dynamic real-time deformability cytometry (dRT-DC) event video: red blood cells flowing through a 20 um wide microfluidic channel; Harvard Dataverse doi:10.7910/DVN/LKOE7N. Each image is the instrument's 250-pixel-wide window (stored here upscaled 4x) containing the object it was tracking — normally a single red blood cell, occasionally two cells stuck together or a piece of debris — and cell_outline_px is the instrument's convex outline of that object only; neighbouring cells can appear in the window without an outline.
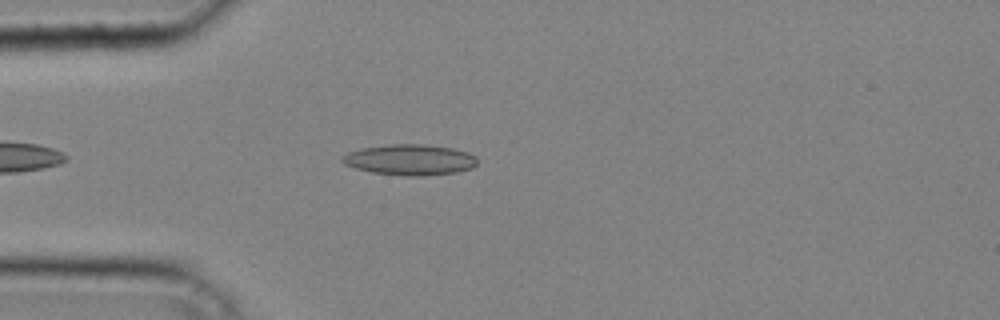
{"species": "common noctule bat (a hibernating species)", "species_latin": "Nyctalus noctula", "temperature_condition": "cold", "stored_images_in_passage": 33, "camera_frame_rate_fps": 3000, "um_per_image_px": 0.085, "animal": {"sex": "male", "body_mass_g": 20.4}, "frame": {"image": 1, "passage_image": 4, "time_ms": 1.0, "image_size_px": [1000, 320], "cell_outline_px": [[476, 164], [472, 168], [456, 172], [420, 176], [408, 176], [372, 172], [356, 168], [344, 164], [340, 160], [340, 156], [348, 152], [360, 148], [392, 144], [424, 144], [452, 148], [468, 152], [476, 156]], "centroid_in_image_um": [34.82, 13.57], "position_along_channel_um": 50.2, "area_um2": 24.22}}
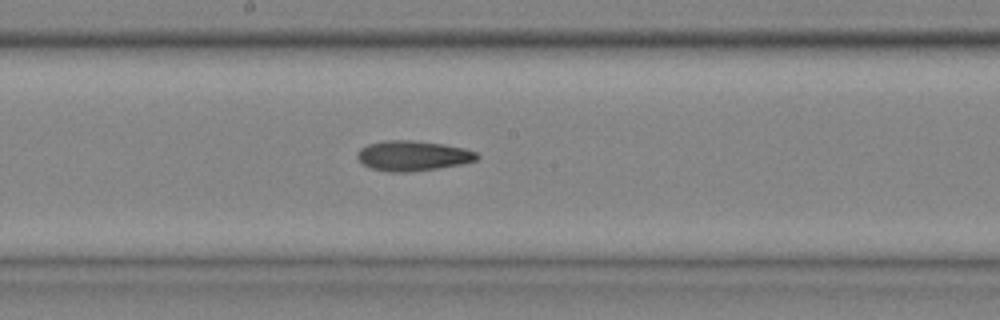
{"frame": {"image": 2, "passage_image": 15, "time_ms": 4.667, "image_size_px": [1000, 320], "cell_outline_px": [[480, 156], [476, 160], [460, 164], [436, 168], [408, 172], [392, 172], [372, 168], [364, 164], [356, 156], [360, 148], [368, 144], [384, 140], [412, 140], [444, 144], [464, 148], [476, 152]], "centroid_in_image_um": [35.09, 13.22], "position_along_channel_um": 213.1, "area_um2": 20.81}}
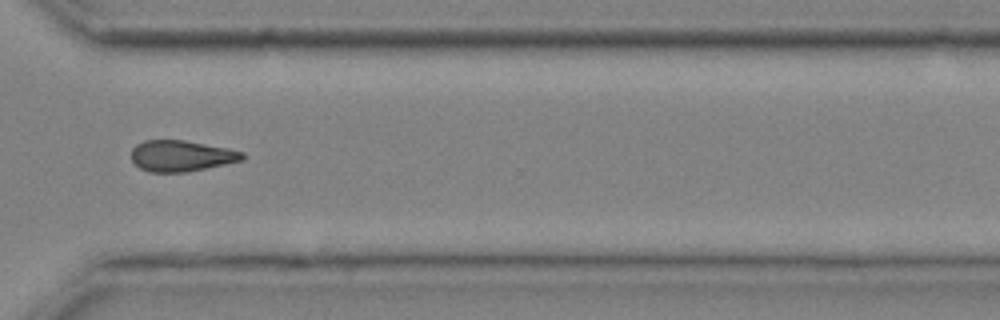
{"frame": {"image": 3, "passage_image": 24, "time_ms": 7.667, "image_size_px": [1000, 320], "cell_outline_px": [[244, 160], [188, 172], [148, 172], [140, 168], [132, 160], [132, 148], [136, 144], [144, 140], [184, 140], [228, 148], [244, 152]], "centroid_in_image_um": [15.41, 13.25], "position_along_channel_um": 355.2, "area_um2": 20.17}}